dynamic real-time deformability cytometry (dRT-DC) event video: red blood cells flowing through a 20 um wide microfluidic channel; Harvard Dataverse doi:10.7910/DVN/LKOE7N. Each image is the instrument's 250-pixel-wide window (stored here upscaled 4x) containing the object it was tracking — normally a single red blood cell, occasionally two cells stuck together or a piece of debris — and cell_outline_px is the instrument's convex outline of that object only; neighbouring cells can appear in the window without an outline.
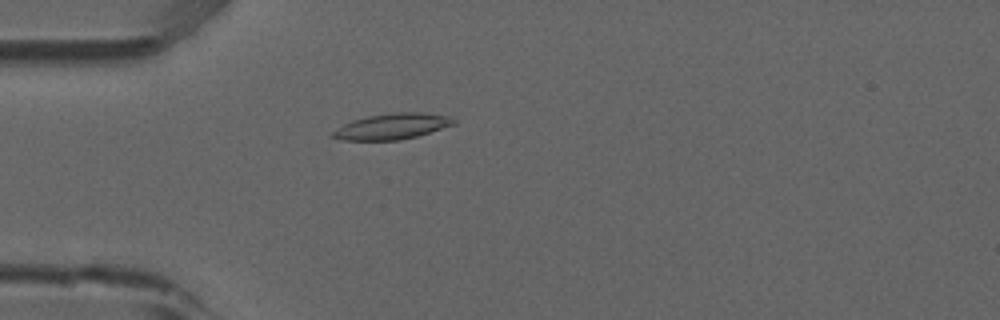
{"species": "common noctule bat (a hibernating species)", "species_latin": "Nyctalus noctula", "temperature_condition": "room temperature", "stored_images_in_passage": 35, "camera_frame_rate_fps": 3000, "um_per_image_px": 0.085, "animal": {"sex": "male", "forearm_length_mm": 52.5}, "frame": {"image": 1, "passage_image": 8, "time_ms": 2.333, "image_size_px": [1000, 320], "cell_outline_px": [[456, 124], [416, 136], [400, 140], [344, 140], [328, 136], [332, 132], [344, 124], [352, 120], [368, 116], [392, 112], [424, 112], [448, 116], [456, 120]], "centroid_in_image_um": [33.33, 10.73], "position_along_channel_um": 51.7, "area_um2": 18.21}}
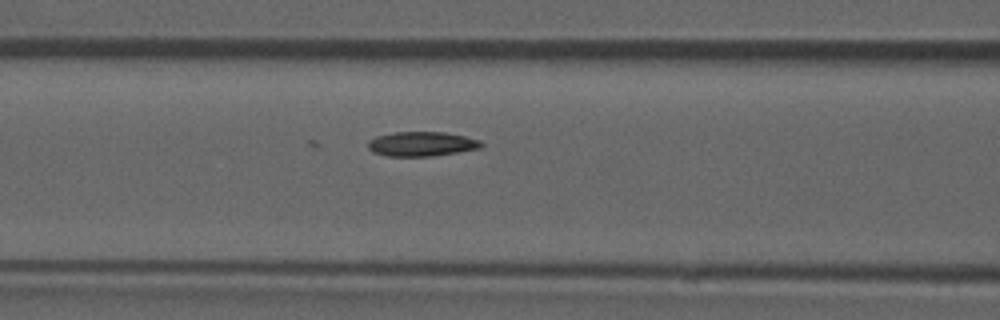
{"frame": {"image": 2, "passage_image": 15, "time_ms": 4.667, "image_size_px": [1000, 320], "cell_outline_px": [[484, 144], [480, 148], [432, 156], [388, 156], [372, 152], [368, 148], [368, 140], [376, 136], [392, 132], [444, 132], [464, 136], [480, 140]], "centroid_in_image_um": [35.81, 12.23], "position_along_channel_um": 130.8, "area_um2": 16.18}}
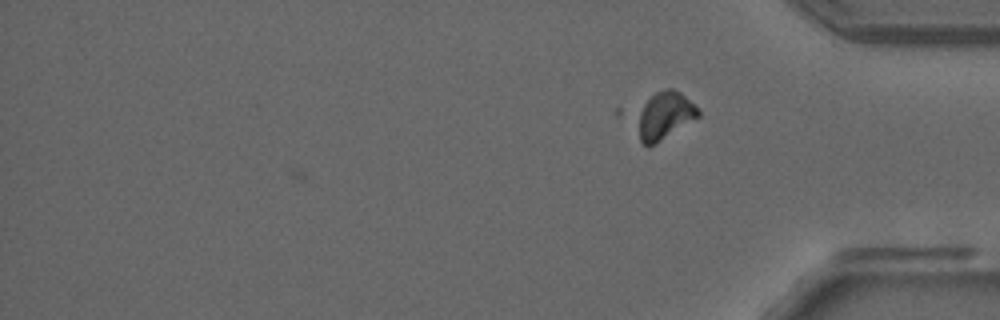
{"frame": {"image": 3, "passage_image": 35, "time_ms": 11.333, "image_size_px": [1000, 320], "cell_outline_px": [[700, 116], [648, 148], [640, 140], [636, 112], [656, 92], [668, 88], [672, 88], [680, 92], [700, 112]], "centroid_in_image_um": [56.46, 9.84], "position_along_channel_um": 378.7, "area_um2": 16.53}}